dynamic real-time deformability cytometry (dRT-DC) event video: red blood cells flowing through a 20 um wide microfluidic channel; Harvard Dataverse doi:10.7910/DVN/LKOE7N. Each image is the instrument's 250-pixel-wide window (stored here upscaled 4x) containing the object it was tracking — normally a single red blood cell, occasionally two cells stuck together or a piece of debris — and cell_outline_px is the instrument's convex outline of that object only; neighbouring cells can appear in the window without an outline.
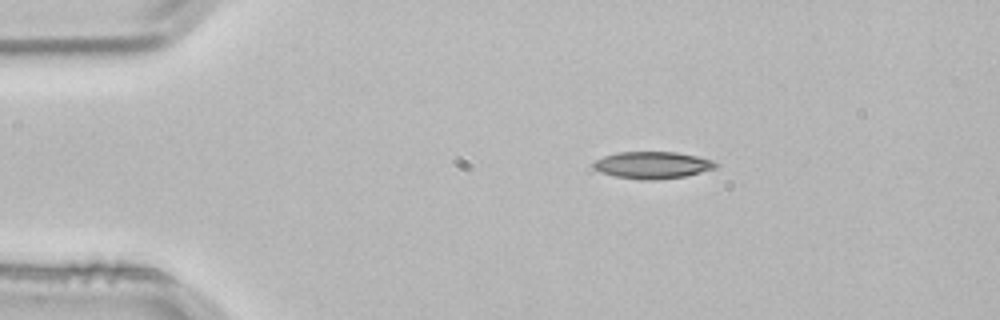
{"species": "common noctule bat (a hibernating species)", "species_latin": "Nyctalus noctula", "temperature_condition": "room temperature", "stored_images_in_passage": 2, "camera_frame_rate_fps": 3000, "um_per_image_px": 0.085, "animal": {"sex": "male", "body_mass_g": 21.5, "forearm_length_mm": 52.0}, "frame": {"image": 1, "passage_image": 1, "time_ms": 0.0, "image_size_px": [1000, 320], "cell_outline_px": [[720, 164], [716, 168], [684, 176], [652, 180], [644, 180], [616, 176], [600, 172], [592, 168], [592, 164], [596, 160], [604, 156], [620, 152], [676, 152], [696, 156], [712, 160]], "centroid_in_image_um": [55.46, 14.03], "position_along_channel_um": 29.5, "area_um2": 19.07}}